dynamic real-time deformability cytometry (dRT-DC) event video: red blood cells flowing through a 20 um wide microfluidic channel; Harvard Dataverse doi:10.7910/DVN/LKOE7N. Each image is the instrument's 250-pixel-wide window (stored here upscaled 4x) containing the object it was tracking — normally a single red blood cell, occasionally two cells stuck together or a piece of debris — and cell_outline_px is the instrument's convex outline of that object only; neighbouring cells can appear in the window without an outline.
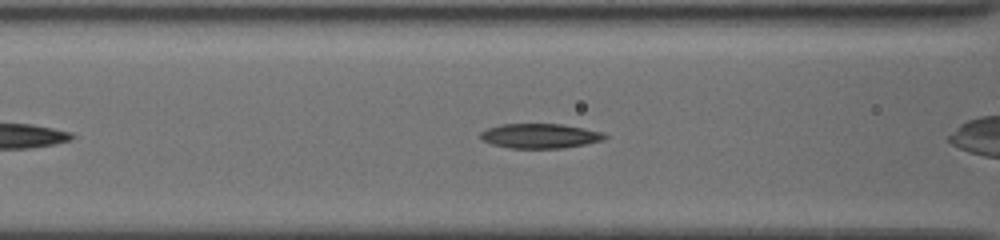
{"species": "common noctule bat (a hibernating species)", "species_latin": "Nyctalus noctula", "temperature_condition": "cold", "stored_images_in_passage": 38, "camera_frame_rate_fps": 3000, "um_per_image_px": 0.085, "animal": {"sex": "female", "body_mass_g": 19.5, "forearm_length_mm": 54.1}, "frame": {"image": 1, "passage_image": 5, "time_ms": 1.333, "image_size_px": [1000, 240], "cell_outline_px": [[608, 136], [604, 140], [564, 148], [508, 148], [492, 144], [480, 140], [480, 132], [488, 128], [500, 124], [560, 124], [584, 128], [604, 132]], "centroid_in_image_um": [45.89, 11.55], "position_along_channel_um": 120.7, "area_um2": 17.98}}
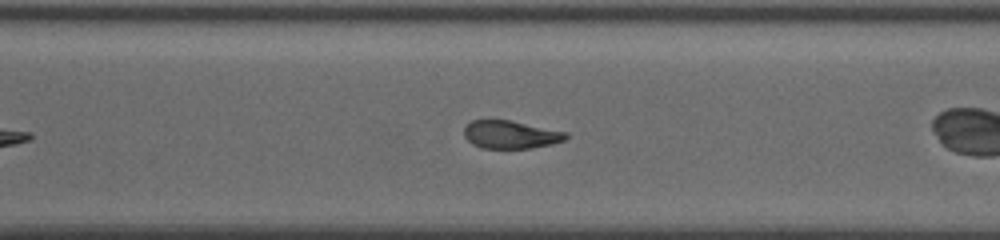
{"frame": {"image": 2, "passage_image": 18, "time_ms": 6.667, "image_size_px": [1000, 240], "cell_outline_px": [[568, 136], [564, 140], [552, 144], [528, 148], [480, 148], [472, 144], [464, 136], [464, 128], [472, 120], [512, 120], [568, 132]], "centroid_in_image_um": [43.41, 11.43], "position_along_channel_um": 327.2, "area_um2": 16.65}, "authors_computed_cell_mechanics": {"area_um2": 17.7157, "velocity_mm_per_s": 3.8832, "shape_relaxation_time_tau1_ms": 3.9861, "shape_relaxation_time_tau2_ms": 3.808, "deformation_change_tau1": 0.1221, "deformation_change_tau2": 0.1092}}